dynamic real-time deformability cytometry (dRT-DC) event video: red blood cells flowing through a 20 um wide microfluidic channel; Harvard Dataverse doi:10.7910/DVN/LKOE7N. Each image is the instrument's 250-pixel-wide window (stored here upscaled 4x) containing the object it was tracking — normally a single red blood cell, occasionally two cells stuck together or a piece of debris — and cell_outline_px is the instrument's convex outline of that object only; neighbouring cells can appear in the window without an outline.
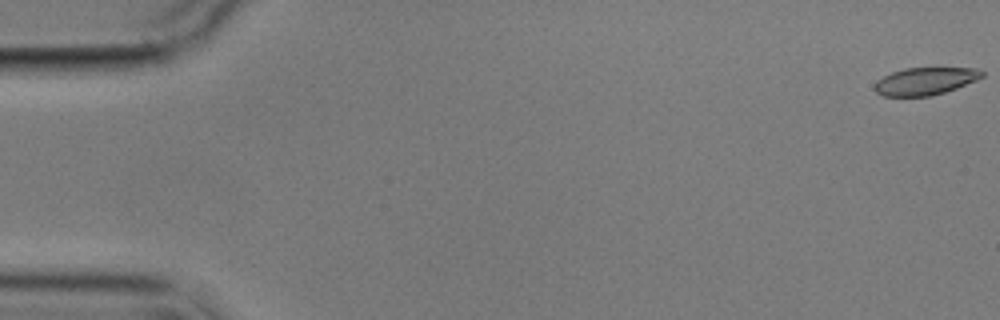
{"species": "common noctule bat (a hibernating species)", "species_latin": "Nyctalus noctula", "temperature_condition": "cold", "stored_images_in_passage": 6, "camera_frame_rate_fps": 3000, "um_per_image_px": 0.085, "animal": {"sex": "male", "body_mass_g": 17.9}, "frame": {"image": 1, "passage_image": 1, "time_ms": 0.0, "image_size_px": [1000, 320], "cell_outline_px": [[984, 76], [976, 80], [956, 88], [932, 96], [884, 96], [876, 92], [872, 88], [876, 80], [892, 72], [904, 68], [976, 68], [984, 72]], "centroid_in_image_um": [78.61, 6.9], "position_along_channel_um": 6.4, "area_um2": 17.22}}
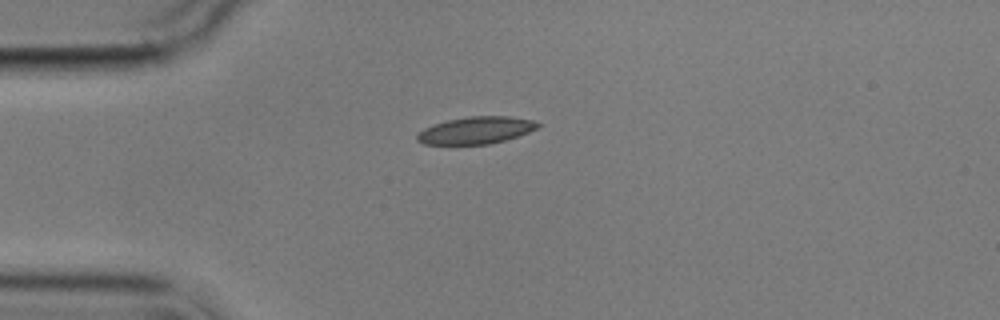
{"frame": {"image": 2, "passage_image": 5, "time_ms": 4.667, "image_size_px": [1000, 320], "cell_outline_px": [[540, 124], [536, 128], [528, 132], [504, 140], [488, 144], [424, 144], [416, 140], [416, 136], [424, 128], [448, 120], [468, 116], [508, 116], [532, 120]], "centroid_in_image_um": [40.43, 11.07], "position_along_channel_um": 44.6, "area_um2": 18.73}}